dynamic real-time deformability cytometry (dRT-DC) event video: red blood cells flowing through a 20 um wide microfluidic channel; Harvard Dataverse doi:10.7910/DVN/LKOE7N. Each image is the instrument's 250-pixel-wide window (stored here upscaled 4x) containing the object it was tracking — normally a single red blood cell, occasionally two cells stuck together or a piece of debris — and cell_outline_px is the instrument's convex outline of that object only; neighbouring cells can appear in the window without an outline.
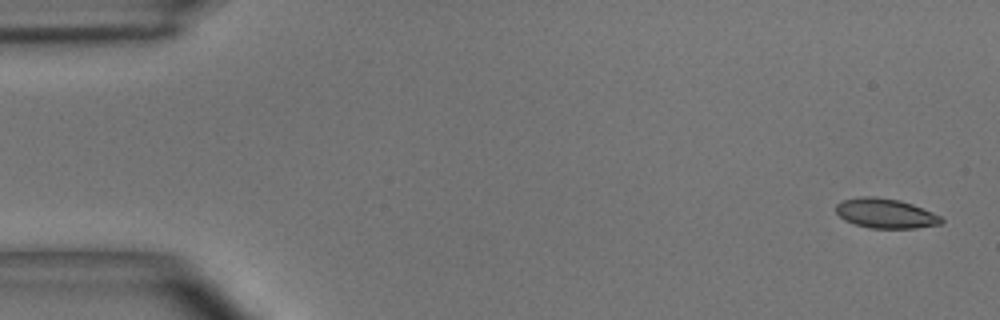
{"species": "common noctule bat (a hibernating species)", "species_latin": "Nyctalus noctula", "temperature_condition": "room temperature", "stored_images_in_passage": 25, "camera_frame_rate_fps": 3000, "um_per_image_px": 0.085, "animal": {"sex": "male", "body_mass_g": 15.6}, "frame": {"image": 1, "passage_image": 1, "time_ms": 0.0, "image_size_px": [1000, 320], "cell_outline_px": [[944, 220], [940, 224], [916, 228], [868, 228], [844, 220], [836, 212], [836, 204], [844, 200], [860, 196], [872, 196], [900, 200], [912, 204], [932, 212], [940, 216]], "centroid_in_image_um": [75.26, 18.13], "position_along_channel_um": 9.7, "area_um2": 18.15}}
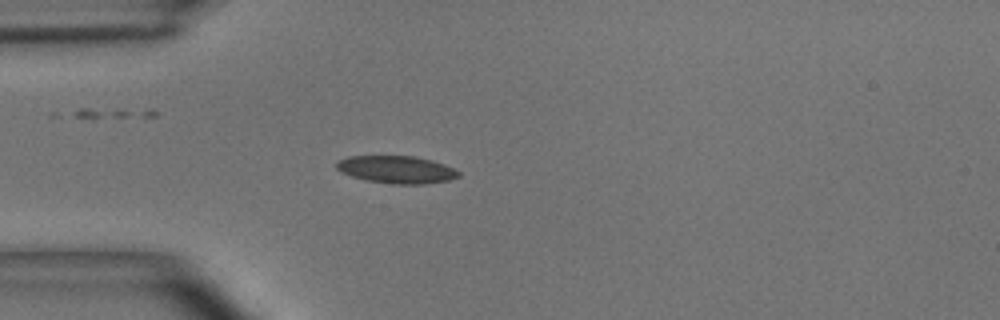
{"frame": {"image": 2, "passage_image": 14, "time_ms": 4.333, "image_size_px": [1000, 320], "cell_outline_px": [[460, 176], [448, 180], [424, 184], [392, 184], [364, 180], [340, 172], [336, 168], [336, 160], [348, 156], [412, 156], [432, 160], [444, 164], [460, 172]], "centroid_in_image_um": [33.66, 14.41], "position_along_channel_um": 51.3, "area_um2": 19.65}}
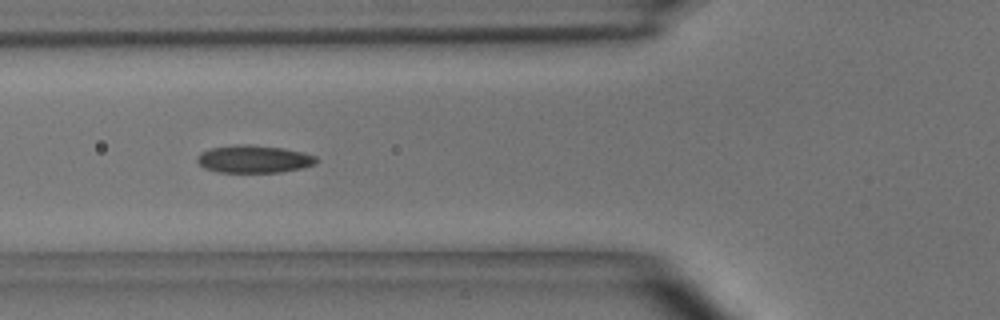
{"frame": {"image": 3, "passage_image": 19, "time_ms": 6.0, "image_size_px": [1000, 320], "cell_outline_px": [[320, 160], [316, 164], [304, 168], [280, 172], [220, 172], [204, 168], [196, 160], [196, 156], [200, 152], [208, 148], [236, 144], [248, 144], [284, 148], [304, 152], [316, 156]], "centroid_in_image_um": [21.6, 13.51], "position_along_channel_um": 104.2, "area_um2": 19.54}}